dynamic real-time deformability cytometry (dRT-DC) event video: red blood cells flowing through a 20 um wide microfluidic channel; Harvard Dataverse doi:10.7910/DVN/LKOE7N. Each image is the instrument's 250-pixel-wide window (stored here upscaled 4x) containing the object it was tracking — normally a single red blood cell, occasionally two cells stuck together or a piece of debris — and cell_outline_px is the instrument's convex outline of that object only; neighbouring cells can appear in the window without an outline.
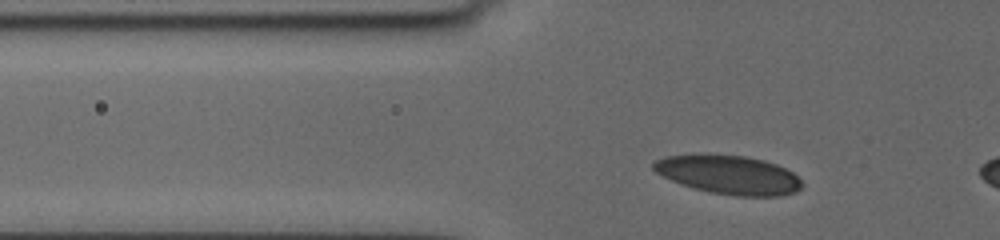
{"species": "human", "species_latin": "Homo sapiens", "temperature_condition": "cold", "stored_images_in_passage": 11, "camera_frame_rate_fps": 3000, "um_per_image_px": 0.085, "donor": {"sex": "female"}, "frame": {"image": 1, "passage_image": 7, "time_ms": 2.0, "image_size_px": [1000, 240], "cell_outline_px": [[800, 188], [796, 192], [780, 196], [736, 196], [712, 192], [680, 184], [656, 172], [652, 168], [652, 164], [656, 160], [664, 156], [744, 156], [764, 160], [776, 164], [792, 172], [800, 180]], "centroid_in_image_um": [61.97, 14.88], "position_along_channel_um": 63.8, "area_um2": 32.66}}